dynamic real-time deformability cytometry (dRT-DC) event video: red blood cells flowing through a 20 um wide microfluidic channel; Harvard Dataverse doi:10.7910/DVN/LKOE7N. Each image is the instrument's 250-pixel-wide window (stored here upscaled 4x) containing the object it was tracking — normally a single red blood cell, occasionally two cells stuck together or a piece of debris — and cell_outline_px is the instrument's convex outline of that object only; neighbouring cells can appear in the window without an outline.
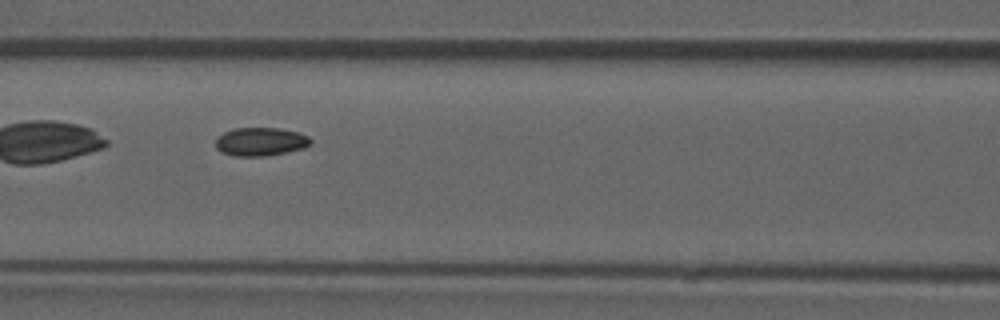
{"species": "common noctule bat (a hibernating species)", "species_latin": "Nyctalus noctula", "temperature_condition": "room temperature", "stored_images_in_passage": 11, "camera_frame_rate_fps": 3000, "um_per_image_px": 0.085, "animal": {"sex": "male", "forearm_length_mm": 52.5}, "frame": {"image": 1, "passage_image": 7, "time_ms": 2.0, "image_size_px": [1000, 320], "cell_outline_px": [[312, 140], [304, 148], [264, 156], [236, 156], [220, 152], [216, 148], [216, 136], [224, 132], [236, 128], [280, 128], [296, 132], [308, 136]], "centroid_in_image_um": [22.1, 12.04], "position_along_channel_um": 144.5, "area_um2": 15.61}}